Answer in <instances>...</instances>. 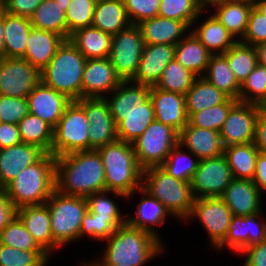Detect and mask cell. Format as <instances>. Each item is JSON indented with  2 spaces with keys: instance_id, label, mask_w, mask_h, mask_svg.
Wrapping results in <instances>:
<instances>
[{
  "instance_id": "39",
  "label": "cell",
  "mask_w": 266,
  "mask_h": 266,
  "mask_svg": "<svg viewBox=\"0 0 266 266\" xmlns=\"http://www.w3.org/2000/svg\"><path fill=\"white\" fill-rule=\"evenodd\" d=\"M209 83L216 86L229 98L239 101L241 85L230 69L227 58L223 54H213L207 66L206 75H202Z\"/></svg>"
},
{
  "instance_id": "38",
  "label": "cell",
  "mask_w": 266,
  "mask_h": 266,
  "mask_svg": "<svg viewBox=\"0 0 266 266\" xmlns=\"http://www.w3.org/2000/svg\"><path fill=\"white\" fill-rule=\"evenodd\" d=\"M259 150L254 142L229 145L224 148V156L228 162L234 179L254 178L256 159Z\"/></svg>"
},
{
  "instance_id": "60",
  "label": "cell",
  "mask_w": 266,
  "mask_h": 266,
  "mask_svg": "<svg viewBox=\"0 0 266 266\" xmlns=\"http://www.w3.org/2000/svg\"><path fill=\"white\" fill-rule=\"evenodd\" d=\"M257 188L266 190V154L259 152L256 159L254 178L252 179Z\"/></svg>"
},
{
  "instance_id": "46",
  "label": "cell",
  "mask_w": 266,
  "mask_h": 266,
  "mask_svg": "<svg viewBox=\"0 0 266 266\" xmlns=\"http://www.w3.org/2000/svg\"><path fill=\"white\" fill-rule=\"evenodd\" d=\"M237 102L238 100L228 98L224 103L220 105H215L209 109L193 113L188 118V123L191 126L220 131L226 121L230 109Z\"/></svg>"
},
{
  "instance_id": "63",
  "label": "cell",
  "mask_w": 266,
  "mask_h": 266,
  "mask_svg": "<svg viewBox=\"0 0 266 266\" xmlns=\"http://www.w3.org/2000/svg\"><path fill=\"white\" fill-rule=\"evenodd\" d=\"M254 6L266 16V0H253Z\"/></svg>"
},
{
  "instance_id": "62",
  "label": "cell",
  "mask_w": 266,
  "mask_h": 266,
  "mask_svg": "<svg viewBox=\"0 0 266 266\" xmlns=\"http://www.w3.org/2000/svg\"><path fill=\"white\" fill-rule=\"evenodd\" d=\"M4 57V10L0 8V59Z\"/></svg>"
},
{
  "instance_id": "49",
  "label": "cell",
  "mask_w": 266,
  "mask_h": 266,
  "mask_svg": "<svg viewBox=\"0 0 266 266\" xmlns=\"http://www.w3.org/2000/svg\"><path fill=\"white\" fill-rule=\"evenodd\" d=\"M97 0H71L66 11L67 40L74 31L92 26Z\"/></svg>"
},
{
  "instance_id": "61",
  "label": "cell",
  "mask_w": 266,
  "mask_h": 266,
  "mask_svg": "<svg viewBox=\"0 0 266 266\" xmlns=\"http://www.w3.org/2000/svg\"><path fill=\"white\" fill-rule=\"evenodd\" d=\"M258 63L266 67V42L254 46Z\"/></svg>"
},
{
  "instance_id": "26",
  "label": "cell",
  "mask_w": 266,
  "mask_h": 266,
  "mask_svg": "<svg viewBox=\"0 0 266 266\" xmlns=\"http://www.w3.org/2000/svg\"><path fill=\"white\" fill-rule=\"evenodd\" d=\"M64 41L65 39L55 32L32 27L23 58L41 72Z\"/></svg>"
},
{
  "instance_id": "4",
  "label": "cell",
  "mask_w": 266,
  "mask_h": 266,
  "mask_svg": "<svg viewBox=\"0 0 266 266\" xmlns=\"http://www.w3.org/2000/svg\"><path fill=\"white\" fill-rule=\"evenodd\" d=\"M16 209L44 204L55 190V157L45 153L4 188Z\"/></svg>"
},
{
  "instance_id": "24",
  "label": "cell",
  "mask_w": 266,
  "mask_h": 266,
  "mask_svg": "<svg viewBox=\"0 0 266 266\" xmlns=\"http://www.w3.org/2000/svg\"><path fill=\"white\" fill-rule=\"evenodd\" d=\"M16 216L33 236L37 244L49 255L53 250L50 214L46 205H27L17 209Z\"/></svg>"
},
{
  "instance_id": "41",
  "label": "cell",
  "mask_w": 266,
  "mask_h": 266,
  "mask_svg": "<svg viewBox=\"0 0 266 266\" xmlns=\"http://www.w3.org/2000/svg\"><path fill=\"white\" fill-rule=\"evenodd\" d=\"M223 55L227 58L229 67L240 85L258 64L254 46L242 43L239 40Z\"/></svg>"
},
{
  "instance_id": "55",
  "label": "cell",
  "mask_w": 266,
  "mask_h": 266,
  "mask_svg": "<svg viewBox=\"0 0 266 266\" xmlns=\"http://www.w3.org/2000/svg\"><path fill=\"white\" fill-rule=\"evenodd\" d=\"M41 2L42 0H9L2 9L11 15L30 18Z\"/></svg>"
},
{
  "instance_id": "56",
  "label": "cell",
  "mask_w": 266,
  "mask_h": 266,
  "mask_svg": "<svg viewBox=\"0 0 266 266\" xmlns=\"http://www.w3.org/2000/svg\"><path fill=\"white\" fill-rule=\"evenodd\" d=\"M241 253L248 255L244 266H266V240L245 248Z\"/></svg>"
},
{
  "instance_id": "45",
  "label": "cell",
  "mask_w": 266,
  "mask_h": 266,
  "mask_svg": "<svg viewBox=\"0 0 266 266\" xmlns=\"http://www.w3.org/2000/svg\"><path fill=\"white\" fill-rule=\"evenodd\" d=\"M239 102L264 106L266 104V67L257 64L242 83Z\"/></svg>"
},
{
  "instance_id": "51",
  "label": "cell",
  "mask_w": 266,
  "mask_h": 266,
  "mask_svg": "<svg viewBox=\"0 0 266 266\" xmlns=\"http://www.w3.org/2000/svg\"><path fill=\"white\" fill-rule=\"evenodd\" d=\"M107 191L97 192L86 197L88 211L94 218L124 219L115 202L105 197Z\"/></svg>"
},
{
  "instance_id": "9",
  "label": "cell",
  "mask_w": 266,
  "mask_h": 266,
  "mask_svg": "<svg viewBox=\"0 0 266 266\" xmlns=\"http://www.w3.org/2000/svg\"><path fill=\"white\" fill-rule=\"evenodd\" d=\"M179 133L157 120L132 144L138 165L142 169L160 166L178 143Z\"/></svg>"
},
{
  "instance_id": "37",
  "label": "cell",
  "mask_w": 266,
  "mask_h": 266,
  "mask_svg": "<svg viewBox=\"0 0 266 266\" xmlns=\"http://www.w3.org/2000/svg\"><path fill=\"white\" fill-rule=\"evenodd\" d=\"M192 33L214 55L224 54L237 42L214 15L208 17L200 27L192 30Z\"/></svg>"
},
{
  "instance_id": "43",
  "label": "cell",
  "mask_w": 266,
  "mask_h": 266,
  "mask_svg": "<svg viewBox=\"0 0 266 266\" xmlns=\"http://www.w3.org/2000/svg\"><path fill=\"white\" fill-rule=\"evenodd\" d=\"M203 11L196 0H161L158 16L183 21L191 27Z\"/></svg>"
},
{
  "instance_id": "15",
  "label": "cell",
  "mask_w": 266,
  "mask_h": 266,
  "mask_svg": "<svg viewBox=\"0 0 266 266\" xmlns=\"http://www.w3.org/2000/svg\"><path fill=\"white\" fill-rule=\"evenodd\" d=\"M262 109L260 105L238 101L230 109L219 131L223 146L253 142L256 120Z\"/></svg>"
},
{
  "instance_id": "13",
  "label": "cell",
  "mask_w": 266,
  "mask_h": 266,
  "mask_svg": "<svg viewBox=\"0 0 266 266\" xmlns=\"http://www.w3.org/2000/svg\"><path fill=\"white\" fill-rule=\"evenodd\" d=\"M196 216L206 229L210 242L218 247L226 238L233 216L220 197L196 198L189 219Z\"/></svg>"
},
{
  "instance_id": "7",
  "label": "cell",
  "mask_w": 266,
  "mask_h": 266,
  "mask_svg": "<svg viewBox=\"0 0 266 266\" xmlns=\"http://www.w3.org/2000/svg\"><path fill=\"white\" fill-rule=\"evenodd\" d=\"M45 203L50 214L53 249L78 239L82 218L88 210L86 197L54 190Z\"/></svg>"
},
{
  "instance_id": "53",
  "label": "cell",
  "mask_w": 266,
  "mask_h": 266,
  "mask_svg": "<svg viewBox=\"0 0 266 266\" xmlns=\"http://www.w3.org/2000/svg\"><path fill=\"white\" fill-rule=\"evenodd\" d=\"M239 41L251 46L266 42V16L254 5L248 17L244 36Z\"/></svg>"
},
{
  "instance_id": "30",
  "label": "cell",
  "mask_w": 266,
  "mask_h": 266,
  "mask_svg": "<svg viewBox=\"0 0 266 266\" xmlns=\"http://www.w3.org/2000/svg\"><path fill=\"white\" fill-rule=\"evenodd\" d=\"M130 25L124 0H97L93 15V27L114 36Z\"/></svg>"
},
{
  "instance_id": "22",
  "label": "cell",
  "mask_w": 266,
  "mask_h": 266,
  "mask_svg": "<svg viewBox=\"0 0 266 266\" xmlns=\"http://www.w3.org/2000/svg\"><path fill=\"white\" fill-rule=\"evenodd\" d=\"M44 154L41 148L23 142L0 149V188L4 189L22 169L36 163Z\"/></svg>"
},
{
  "instance_id": "50",
  "label": "cell",
  "mask_w": 266,
  "mask_h": 266,
  "mask_svg": "<svg viewBox=\"0 0 266 266\" xmlns=\"http://www.w3.org/2000/svg\"><path fill=\"white\" fill-rule=\"evenodd\" d=\"M126 223V219L94 218L87 210L81 221L79 239L88 234L99 240H107L116 229Z\"/></svg>"
},
{
  "instance_id": "47",
  "label": "cell",
  "mask_w": 266,
  "mask_h": 266,
  "mask_svg": "<svg viewBox=\"0 0 266 266\" xmlns=\"http://www.w3.org/2000/svg\"><path fill=\"white\" fill-rule=\"evenodd\" d=\"M0 244L25 251H44L17 216L0 232Z\"/></svg>"
},
{
  "instance_id": "33",
  "label": "cell",
  "mask_w": 266,
  "mask_h": 266,
  "mask_svg": "<svg viewBox=\"0 0 266 266\" xmlns=\"http://www.w3.org/2000/svg\"><path fill=\"white\" fill-rule=\"evenodd\" d=\"M32 25L30 18L11 15L4 11L5 57L23 58Z\"/></svg>"
},
{
  "instance_id": "35",
  "label": "cell",
  "mask_w": 266,
  "mask_h": 266,
  "mask_svg": "<svg viewBox=\"0 0 266 266\" xmlns=\"http://www.w3.org/2000/svg\"><path fill=\"white\" fill-rule=\"evenodd\" d=\"M155 120L151 99L141 103L117 124V139L133 144Z\"/></svg>"
},
{
  "instance_id": "8",
  "label": "cell",
  "mask_w": 266,
  "mask_h": 266,
  "mask_svg": "<svg viewBox=\"0 0 266 266\" xmlns=\"http://www.w3.org/2000/svg\"><path fill=\"white\" fill-rule=\"evenodd\" d=\"M89 126L84 108L77 101H71L53 129L51 155L56 158L89 151Z\"/></svg>"
},
{
  "instance_id": "25",
  "label": "cell",
  "mask_w": 266,
  "mask_h": 266,
  "mask_svg": "<svg viewBox=\"0 0 266 266\" xmlns=\"http://www.w3.org/2000/svg\"><path fill=\"white\" fill-rule=\"evenodd\" d=\"M112 92L113 97L104 98L116 125L125 119L126 114L150 98V86L134 83L131 80L122 81Z\"/></svg>"
},
{
  "instance_id": "6",
  "label": "cell",
  "mask_w": 266,
  "mask_h": 266,
  "mask_svg": "<svg viewBox=\"0 0 266 266\" xmlns=\"http://www.w3.org/2000/svg\"><path fill=\"white\" fill-rule=\"evenodd\" d=\"M141 187L178 220H188L195 200L189 182L175 179L160 166H152L142 170Z\"/></svg>"
},
{
  "instance_id": "10",
  "label": "cell",
  "mask_w": 266,
  "mask_h": 266,
  "mask_svg": "<svg viewBox=\"0 0 266 266\" xmlns=\"http://www.w3.org/2000/svg\"><path fill=\"white\" fill-rule=\"evenodd\" d=\"M144 45L140 29L135 24L113 36L108 58L122 81H130L136 75Z\"/></svg>"
},
{
  "instance_id": "40",
  "label": "cell",
  "mask_w": 266,
  "mask_h": 266,
  "mask_svg": "<svg viewBox=\"0 0 266 266\" xmlns=\"http://www.w3.org/2000/svg\"><path fill=\"white\" fill-rule=\"evenodd\" d=\"M23 143L41 148L51 154L53 143V127L36 115L28 113L18 124Z\"/></svg>"
},
{
  "instance_id": "14",
  "label": "cell",
  "mask_w": 266,
  "mask_h": 266,
  "mask_svg": "<svg viewBox=\"0 0 266 266\" xmlns=\"http://www.w3.org/2000/svg\"><path fill=\"white\" fill-rule=\"evenodd\" d=\"M89 121V150H97L117 140V125L105 98H82L77 101Z\"/></svg>"
},
{
  "instance_id": "28",
  "label": "cell",
  "mask_w": 266,
  "mask_h": 266,
  "mask_svg": "<svg viewBox=\"0 0 266 266\" xmlns=\"http://www.w3.org/2000/svg\"><path fill=\"white\" fill-rule=\"evenodd\" d=\"M71 0H42L30 17L34 28L52 31L67 40L66 11Z\"/></svg>"
},
{
  "instance_id": "1",
  "label": "cell",
  "mask_w": 266,
  "mask_h": 266,
  "mask_svg": "<svg viewBox=\"0 0 266 266\" xmlns=\"http://www.w3.org/2000/svg\"><path fill=\"white\" fill-rule=\"evenodd\" d=\"M55 190L83 197L106 191L104 165L99 152L79 151L56 157Z\"/></svg>"
},
{
  "instance_id": "19",
  "label": "cell",
  "mask_w": 266,
  "mask_h": 266,
  "mask_svg": "<svg viewBox=\"0 0 266 266\" xmlns=\"http://www.w3.org/2000/svg\"><path fill=\"white\" fill-rule=\"evenodd\" d=\"M259 214L249 216L233 215L229 224L228 234L218 249L229 246L235 252H242L245 248L266 240V223L256 222Z\"/></svg>"
},
{
  "instance_id": "20",
  "label": "cell",
  "mask_w": 266,
  "mask_h": 266,
  "mask_svg": "<svg viewBox=\"0 0 266 266\" xmlns=\"http://www.w3.org/2000/svg\"><path fill=\"white\" fill-rule=\"evenodd\" d=\"M174 45L145 44L136 75L131 82L155 86L165 67L174 58Z\"/></svg>"
},
{
  "instance_id": "23",
  "label": "cell",
  "mask_w": 266,
  "mask_h": 266,
  "mask_svg": "<svg viewBox=\"0 0 266 266\" xmlns=\"http://www.w3.org/2000/svg\"><path fill=\"white\" fill-rule=\"evenodd\" d=\"M178 143L198 160L224 154L225 147L219 131L191 126L189 123L179 132Z\"/></svg>"
},
{
  "instance_id": "52",
  "label": "cell",
  "mask_w": 266,
  "mask_h": 266,
  "mask_svg": "<svg viewBox=\"0 0 266 266\" xmlns=\"http://www.w3.org/2000/svg\"><path fill=\"white\" fill-rule=\"evenodd\" d=\"M27 98L0 95V122L18 124L27 114Z\"/></svg>"
},
{
  "instance_id": "2",
  "label": "cell",
  "mask_w": 266,
  "mask_h": 266,
  "mask_svg": "<svg viewBox=\"0 0 266 266\" xmlns=\"http://www.w3.org/2000/svg\"><path fill=\"white\" fill-rule=\"evenodd\" d=\"M107 241L102 261H94L97 266H143L163 249V242L156 236L127 223Z\"/></svg>"
},
{
  "instance_id": "54",
  "label": "cell",
  "mask_w": 266,
  "mask_h": 266,
  "mask_svg": "<svg viewBox=\"0 0 266 266\" xmlns=\"http://www.w3.org/2000/svg\"><path fill=\"white\" fill-rule=\"evenodd\" d=\"M161 0H124L126 12L131 24L158 16Z\"/></svg>"
},
{
  "instance_id": "66",
  "label": "cell",
  "mask_w": 266,
  "mask_h": 266,
  "mask_svg": "<svg viewBox=\"0 0 266 266\" xmlns=\"http://www.w3.org/2000/svg\"><path fill=\"white\" fill-rule=\"evenodd\" d=\"M84 266H97L95 263H88V265L87 264H85Z\"/></svg>"
},
{
  "instance_id": "65",
  "label": "cell",
  "mask_w": 266,
  "mask_h": 266,
  "mask_svg": "<svg viewBox=\"0 0 266 266\" xmlns=\"http://www.w3.org/2000/svg\"><path fill=\"white\" fill-rule=\"evenodd\" d=\"M9 0H0V8H3V6L8 2Z\"/></svg>"
},
{
  "instance_id": "48",
  "label": "cell",
  "mask_w": 266,
  "mask_h": 266,
  "mask_svg": "<svg viewBox=\"0 0 266 266\" xmlns=\"http://www.w3.org/2000/svg\"><path fill=\"white\" fill-rule=\"evenodd\" d=\"M45 251H25L0 244V266H46Z\"/></svg>"
},
{
  "instance_id": "18",
  "label": "cell",
  "mask_w": 266,
  "mask_h": 266,
  "mask_svg": "<svg viewBox=\"0 0 266 266\" xmlns=\"http://www.w3.org/2000/svg\"><path fill=\"white\" fill-rule=\"evenodd\" d=\"M150 99L155 112V120L171 126L178 133L187 125L185 95L150 87Z\"/></svg>"
},
{
  "instance_id": "21",
  "label": "cell",
  "mask_w": 266,
  "mask_h": 266,
  "mask_svg": "<svg viewBox=\"0 0 266 266\" xmlns=\"http://www.w3.org/2000/svg\"><path fill=\"white\" fill-rule=\"evenodd\" d=\"M261 191L250 179H233L220 198L235 216L260 213Z\"/></svg>"
},
{
  "instance_id": "58",
  "label": "cell",
  "mask_w": 266,
  "mask_h": 266,
  "mask_svg": "<svg viewBox=\"0 0 266 266\" xmlns=\"http://www.w3.org/2000/svg\"><path fill=\"white\" fill-rule=\"evenodd\" d=\"M17 209L10 201L5 189L0 188V232L16 216Z\"/></svg>"
},
{
  "instance_id": "17",
  "label": "cell",
  "mask_w": 266,
  "mask_h": 266,
  "mask_svg": "<svg viewBox=\"0 0 266 266\" xmlns=\"http://www.w3.org/2000/svg\"><path fill=\"white\" fill-rule=\"evenodd\" d=\"M27 102L29 113L36 115L54 128L71 100L40 81L27 96Z\"/></svg>"
},
{
  "instance_id": "42",
  "label": "cell",
  "mask_w": 266,
  "mask_h": 266,
  "mask_svg": "<svg viewBox=\"0 0 266 266\" xmlns=\"http://www.w3.org/2000/svg\"><path fill=\"white\" fill-rule=\"evenodd\" d=\"M196 78V75L173 58L165 67L155 86L164 91L186 95Z\"/></svg>"
},
{
  "instance_id": "59",
  "label": "cell",
  "mask_w": 266,
  "mask_h": 266,
  "mask_svg": "<svg viewBox=\"0 0 266 266\" xmlns=\"http://www.w3.org/2000/svg\"><path fill=\"white\" fill-rule=\"evenodd\" d=\"M259 152L266 154V110L262 109L255 124V134L253 140Z\"/></svg>"
},
{
  "instance_id": "44",
  "label": "cell",
  "mask_w": 266,
  "mask_h": 266,
  "mask_svg": "<svg viewBox=\"0 0 266 266\" xmlns=\"http://www.w3.org/2000/svg\"><path fill=\"white\" fill-rule=\"evenodd\" d=\"M180 149L182 146L177 143L160 167L175 179L190 183L197 170L199 160L192 159L190 155L188 156Z\"/></svg>"
},
{
  "instance_id": "29",
  "label": "cell",
  "mask_w": 266,
  "mask_h": 266,
  "mask_svg": "<svg viewBox=\"0 0 266 266\" xmlns=\"http://www.w3.org/2000/svg\"><path fill=\"white\" fill-rule=\"evenodd\" d=\"M112 38L99 28L88 26L71 33L68 40L86 59H102L109 57Z\"/></svg>"
},
{
  "instance_id": "32",
  "label": "cell",
  "mask_w": 266,
  "mask_h": 266,
  "mask_svg": "<svg viewBox=\"0 0 266 266\" xmlns=\"http://www.w3.org/2000/svg\"><path fill=\"white\" fill-rule=\"evenodd\" d=\"M212 55L192 32L175 45L174 58L197 77L205 75Z\"/></svg>"
},
{
  "instance_id": "16",
  "label": "cell",
  "mask_w": 266,
  "mask_h": 266,
  "mask_svg": "<svg viewBox=\"0 0 266 266\" xmlns=\"http://www.w3.org/2000/svg\"><path fill=\"white\" fill-rule=\"evenodd\" d=\"M122 82L109 58L87 59L82 77V98H104Z\"/></svg>"
},
{
  "instance_id": "5",
  "label": "cell",
  "mask_w": 266,
  "mask_h": 266,
  "mask_svg": "<svg viewBox=\"0 0 266 266\" xmlns=\"http://www.w3.org/2000/svg\"><path fill=\"white\" fill-rule=\"evenodd\" d=\"M86 61L82 53L69 40H65L41 71V81L71 101H78L82 99V77Z\"/></svg>"
},
{
  "instance_id": "36",
  "label": "cell",
  "mask_w": 266,
  "mask_h": 266,
  "mask_svg": "<svg viewBox=\"0 0 266 266\" xmlns=\"http://www.w3.org/2000/svg\"><path fill=\"white\" fill-rule=\"evenodd\" d=\"M185 98L189 118L193 113L224 103L229 97L200 76L195 79Z\"/></svg>"
},
{
  "instance_id": "11",
  "label": "cell",
  "mask_w": 266,
  "mask_h": 266,
  "mask_svg": "<svg viewBox=\"0 0 266 266\" xmlns=\"http://www.w3.org/2000/svg\"><path fill=\"white\" fill-rule=\"evenodd\" d=\"M233 179L226 157L222 154L199 160L190 186L195 199L220 197Z\"/></svg>"
},
{
  "instance_id": "12",
  "label": "cell",
  "mask_w": 266,
  "mask_h": 266,
  "mask_svg": "<svg viewBox=\"0 0 266 266\" xmlns=\"http://www.w3.org/2000/svg\"><path fill=\"white\" fill-rule=\"evenodd\" d=\"M40 81L41 72L26 59H0V95L27 98Z\"/></svg>"
},
{
  "instance_id": "31",
  "label": "cell",
  "mask_w": 266,
  "mask_h": 266,
  "mask_svg": "<svg viewBox=\"0 0 266 266\" xmlns=\"http://www.w3.org/2000/svg\"><path fill=\"white\" fill-rule=\"evenodd\" d=\"M217 9L214 16L236 38H242L253 7V0H218L212 4Z\"/></svg>"
},
{
  "instance_id": "64",
  "label": "cell",
  "mask_w": 266,
  "mask_h": 266,
  "mask_svg": "<svg viewBox=\"0 0 266 266\" xmlns=\"http://www.w3.org/2000/svg\"><path fill=\"white\" fill-rule=\"evenodd\" d=\"M199 5L205 10V8L209 5L214 4L218 0H196Z\"/></svg>"
},
{
  "instance_id": "57",
  "label": "cell",
  "mask_w": 266,
  "mask_h": 266,
  "mask_svg": "<svg viewBox=\"0 0 266 266\" xmlns=\"http://www.w3.org/2000/svg\"><path fill=\"white\" fill-rule=\"evenodd\" d=\"M22 143L17 124L0 122V149Z\"/></svg>"
},
{
  "instance_id": "3",
  "label": "cell",
  "mask_w": 266,
  "mask_h": 266,
  "mask_svg": "<svg viewBox=\"0 0 266 266\" xmlns=\"http://www.w3.org/2000/svg\"><path fill=\"white\" fill-rule=\"evenodd\" d=\"M105 171L106 191L127 198L141 187L142 168L138 165L133 145L116 140L97 149Z\"/></svg>"
},
{
  "instance_id": "34",
  "label": "cell",
  "mask_w": 266,
  "mask_h": 266,
  "mask_svg": "<svg viewBox=\"0 0 266 266\" xmlns=\"http://www.w3.org/2000/svg\"><path fill=\"white\" fill-rule=\"evenodd\" d=\"M138 191H141L144 196L142 197L141 202L137 206V210L135 212L136 217H129L130 219L126 218V223L130 227L147 231L148 233L153 234L160 240L159 235L155 233L153 225L161 224L162 226L166 220V216L170 215L171 213L158 199L154 198L142 187H140ZM145 196L147 198H145Z\"/></svg>"
},
{
  "instance_id": "27",
  "label": "cell",
  "mask_w": 266,
  "mask_h": 266,
  "mask_svg": "<svg viewBox=\"0 0 266 266\" xmlns=\"http://www.w3.org/2000/svg\"><path fill=\"white\" fill-rule=\"evenodd\" d=\"M145 44L176 45L189 26L179 20L155 16L137 24ZM181 38V39H180Z\"/></svg>"
}]
</instances>
